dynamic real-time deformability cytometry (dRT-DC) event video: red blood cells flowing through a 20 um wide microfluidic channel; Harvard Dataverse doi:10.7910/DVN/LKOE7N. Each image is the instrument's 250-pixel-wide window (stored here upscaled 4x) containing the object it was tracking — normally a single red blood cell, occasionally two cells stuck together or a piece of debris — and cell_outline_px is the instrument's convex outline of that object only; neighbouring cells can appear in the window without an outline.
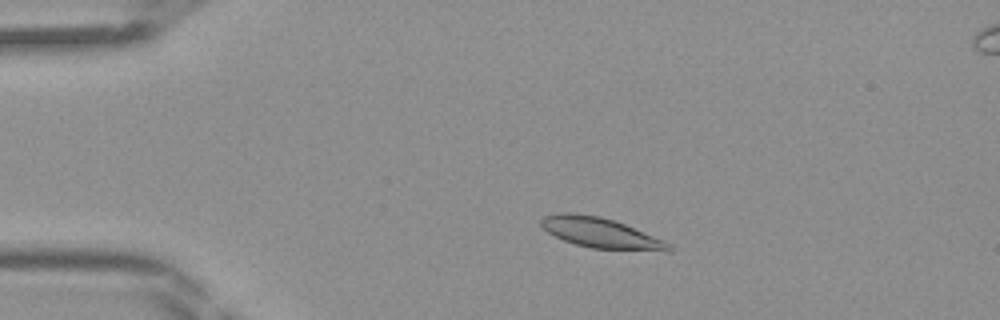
{"species": "Egyptian fruit bat (a non-hibernating species)", "species_latin": "Rousettus aegyptiacus", "temperature_condition": "room temperature", "stored_images_in_passage": 43, "camera_frame_rate_fps": 3000, "um_per_image_px": 0.085, "frame": {"image": 1, "passage_image": 8, "time_ms": 2.333, "image_size_px": [1000, 320], "cell_outline_px": [[672, 252], [664, 252], [592, 248], [576, 244], [564, 240], [548, 232], [540, 224], [540, 220], [544, 216], [560, 212], [572, 212], [600, 216], [624, 224], [664, 240], [672, 244]], "centroid_in_image_um": [51.11, 19.81], "position_along_channel_um": 33.9, "area_um2": 22.6}}
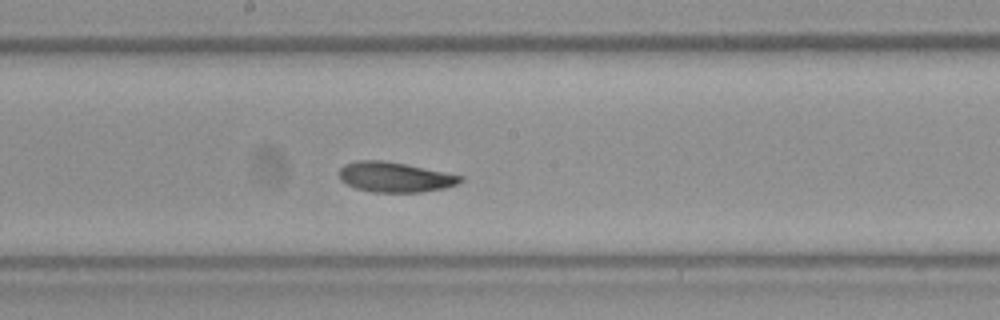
{"frame": {"image": 2, "passage_image": 23, "time_ms": 7.333, "image_size_px": [1000, 320], "cell_outline_px": [[464, 180], [456, 184], [444, 188], [420, 192], [372, 192], [356, 188], [340, 180], [340, 168], [344, 164], [356, 160], [384, 160], [464, 176]], "centroid_in_image_um": [33.55, 15.05], "position_along_channel_um": 214.6, "area_um2": 21.1}}
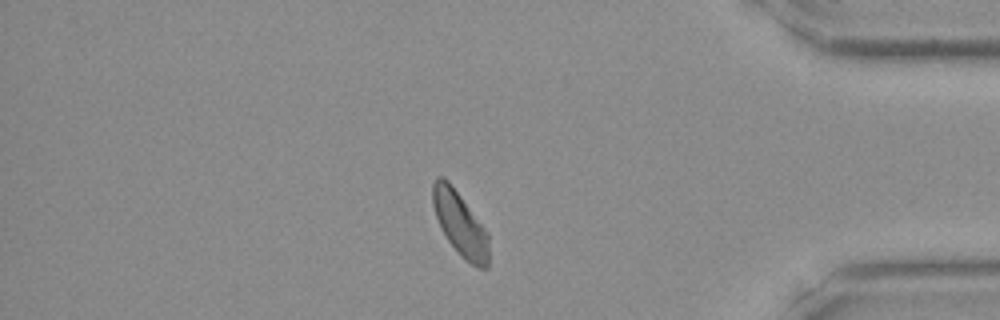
{"frame": {"image": 3, "passage_image": 37, "time_ms": 12.0, "image_size_px": [1000, 320], "cell_outline_px": [[488, 268], [476, 268], [460, 256], [448, 240], [436, 216], [432, 204], [432, 184], [436, 176], [444, 176], [448, 180], [488, 232]], "centroid_in_image_um": [39.1, 19.02], "position_along_channel_um": 396.1, "area_um2": 20.81}}